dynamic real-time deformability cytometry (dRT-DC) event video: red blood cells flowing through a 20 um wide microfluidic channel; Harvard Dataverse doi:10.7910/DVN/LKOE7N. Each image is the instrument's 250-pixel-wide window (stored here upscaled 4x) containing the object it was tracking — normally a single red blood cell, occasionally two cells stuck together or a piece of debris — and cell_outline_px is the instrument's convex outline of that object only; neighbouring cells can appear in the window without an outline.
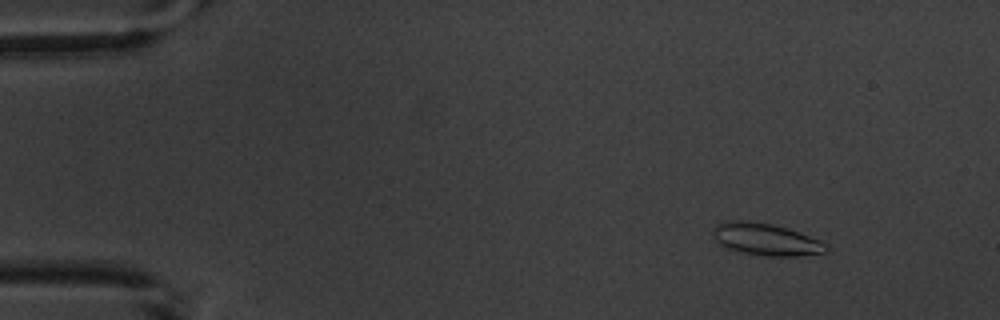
{"species": "common noctule bat (a hibernating species)", "species_latin": "Nyctalus noctula", "temperature_condition": "warm", "stored_images_in_passage": 3, "camera_frame_rate_fps": 3000, "um_per_image_px": 0.085, "animal": {"sex": "male", "body_mass_g": 20.1, "forearm_length_mm": 53.5}, "frame": {"image": 1, "passage_image": 1, "time_ms": 0.0, "image_size_px": [1000, 320], "cell_outline_px": [[828, 252], [796, 256], [764, 256], [740, 252], [724, 248], [712, 236], [712, 228], [716, 224], [724, 220], [740, 220], [772, 224], [820, 240], [828, 244]], "centroid_in_image_um": [65.04, 20.35], "position_along_channel_um": 20.0, "area_um2": 21.27}}